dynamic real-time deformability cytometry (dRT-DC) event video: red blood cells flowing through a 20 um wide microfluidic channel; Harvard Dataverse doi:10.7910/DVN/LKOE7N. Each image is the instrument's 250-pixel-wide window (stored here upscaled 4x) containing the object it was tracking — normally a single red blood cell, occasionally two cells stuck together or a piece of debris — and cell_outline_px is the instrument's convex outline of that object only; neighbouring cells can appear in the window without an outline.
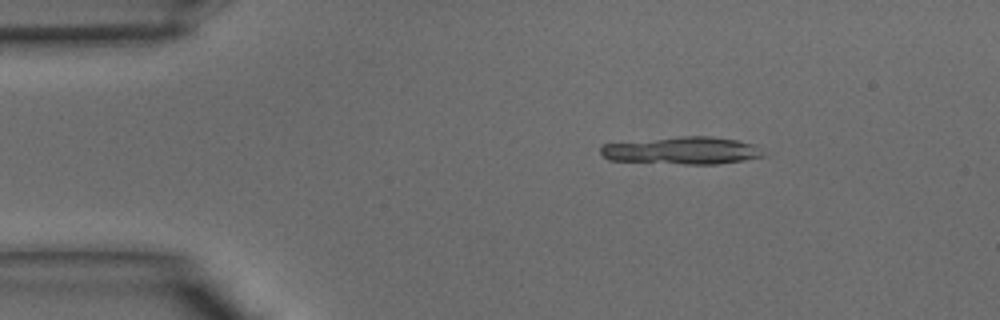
{"species": "common noctule bat (a hibernating species)", "species_latin": "Nyctalus noctula", "temperature_condition": "warm", "stored_images_in_passage": 39, "camera_frame_rate_fps": 3000, "um_per_image_px": 0.085, "animal": {"sex": "male", "body_mass_g": 15.6}, "frame": {"image": 1, "passage_image": 6, "time_ms": 1.667, "image_size_px": [1000, 320], "cell_outline_px": [[764, 156], [744, 160], [716, 164], [684, 164], [608, 160], [600, 152], [600, 144], [680, 136], [712, 136], [736, 140], [756, 144]], "centroid_in_image_um": [57.96, 12.79], "position_along_channel_um": 27.0, "area_um2": 26.01}}
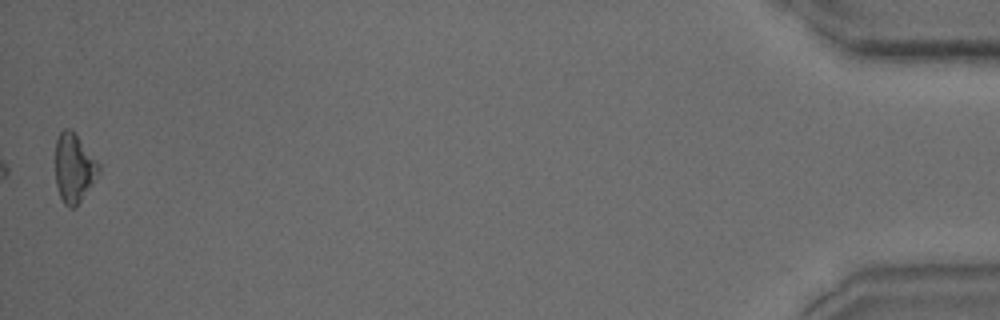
{"frame": {"image": 2, "passage_image": 39, "time_ms": 12.667, "image_size_px": [1000, 320], "cell_outline_px": [[100, 172], [76, 208], [68, 208], [64, 204], [60, 196], [56, 184], [56, 140], [60, 132], [64, 128], [72, 128], [100, 164]], "centroid_in_image_um": [6.3, 14.27], "position_along_channel_um": 428.9, "area_um2": 17.57}}